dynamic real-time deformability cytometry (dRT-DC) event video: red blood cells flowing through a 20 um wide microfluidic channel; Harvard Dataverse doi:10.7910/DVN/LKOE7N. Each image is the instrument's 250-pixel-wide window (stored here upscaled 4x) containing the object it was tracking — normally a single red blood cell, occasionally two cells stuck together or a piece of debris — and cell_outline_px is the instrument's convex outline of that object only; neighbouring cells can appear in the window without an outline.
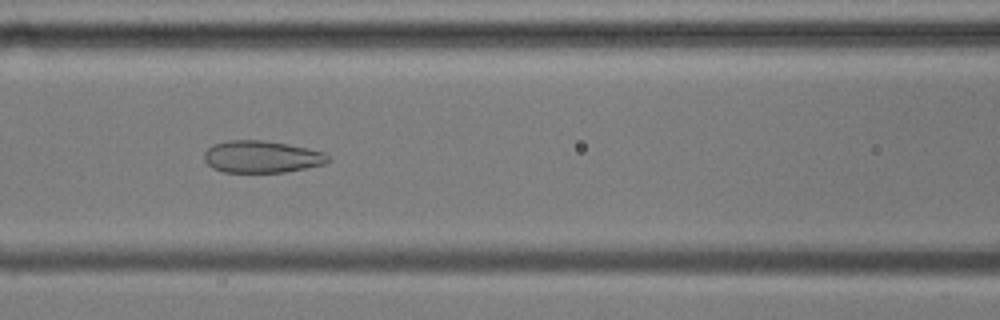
{"species": "common noctule bat (a hibernating species)", "species_latin": "Nyctalus noctula", "temperature_condition": "cold", "stored_images_in_passage": 36, "camera_frame_rate_fps": 3000, "um_per_image_px": 0.085, "animal": {"sex": "male", "body_mass_g": 17.9, "forearm_length_mm": 54.2}, "frame": {"image": 1, "passage_image": 12, "time_ms": 3.667, "image_size_px": [1000, 320], "cell_outline_px": [[332, 160], [324, 164], [284, 172], [224, 172], [212, 168], [204, 160], [204, 152], [212, 144], [228, 140], [264, 140], [288, 144], [324, 152]], "centroid_in_image_um": [22.22, 13.32], "position_along_channel_um": 144.4, "area_um2": 23.18}}
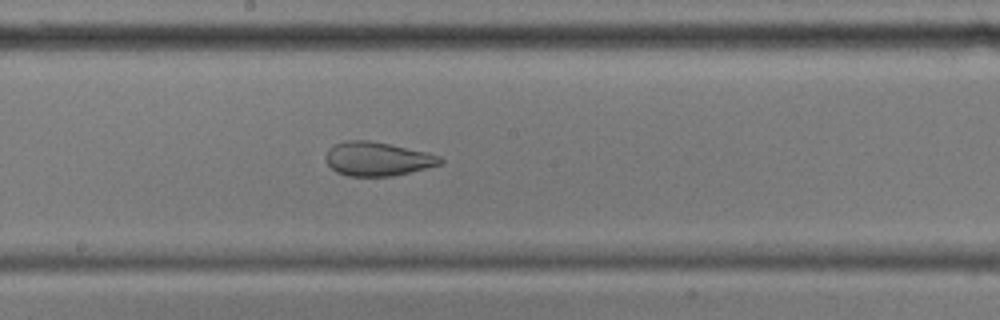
{"frame": {"image": 2, "passage_image": 18, "time_ms": 5.667, "image_size_px": [1000, 320], "cell_outline_px": [[444, 160], [440, 164], [392, 176], [348, 176], [336, 172], [324, 160], [324, 156], [328, 148], [336, 144], [348, 140], [368, 140], [428, 152], [440, 156]], "centroid_in_image_um": [32.04, 13.5], "position_along_channel_um": 216.2, "area_um2": 22.48}}
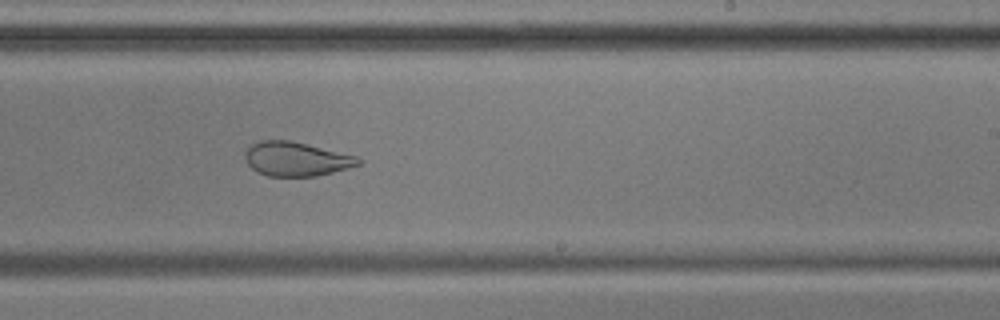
{"frame": {"image": 3, "passage_image": 22, "time_ms": 7.0, "image_size_px": [1000, 320], "cell_outline_px": [[364, 160], [360, 164], [348, 168], [316, 176], [268, 176], [256, 172], [248, 164], [244, 156], [244, 152], [248, 144], [260, 140], [292, 140], [356, 156]], "centroid_in_image_um": [25.14, 13.5], "position_along_channel_um": 263.9, "area_um2": 22.77}, "authors_computed_cell_mechanics": {"area_um2": 25.2875, "velocity_mm_per_s": 3.5971, "shape_relaxation_time_tau1_ms": null, "shape_relaxation_time_tau2_ms": 1.3562, "deformation_change_tau1": null, "deformation_change_tau2": 0.0916}}